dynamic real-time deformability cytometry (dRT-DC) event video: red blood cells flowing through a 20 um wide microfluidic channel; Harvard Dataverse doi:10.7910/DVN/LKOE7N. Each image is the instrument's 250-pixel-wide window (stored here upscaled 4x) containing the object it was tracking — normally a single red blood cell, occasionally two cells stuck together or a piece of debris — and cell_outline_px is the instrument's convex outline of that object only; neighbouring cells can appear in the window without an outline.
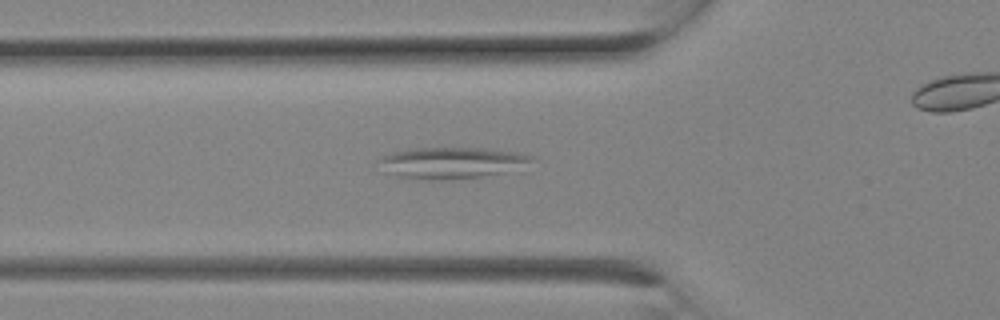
{"species": "Egyptian fruit bat (a non-hibernating species)", "species_latin": "Rousettus aegyptiacus", "temperature_condition": "room temperature", "stored_images_in_passage": 12, "camera_frame_rate_fps": 3000, "um_per_image_px": 0.085, "animal": {"sex": "female"}, "frame": {"image": 1, "passage_image": 9, "time_ms": 2.667, "image_size_px": [1000, 320], "cell_outline_px": [[536, 160], [500, 172], [480, 176], [444, 180], [396, 176], [388, 172], [380, 160], [384, 156], [392, 152], [416, 148], [484, 148], [520, 152], [536, 156]], "centroid_in_image_um": [38.44, 13.81], "position_along_channel_um": 87.4, "area_um2": 26.99}}